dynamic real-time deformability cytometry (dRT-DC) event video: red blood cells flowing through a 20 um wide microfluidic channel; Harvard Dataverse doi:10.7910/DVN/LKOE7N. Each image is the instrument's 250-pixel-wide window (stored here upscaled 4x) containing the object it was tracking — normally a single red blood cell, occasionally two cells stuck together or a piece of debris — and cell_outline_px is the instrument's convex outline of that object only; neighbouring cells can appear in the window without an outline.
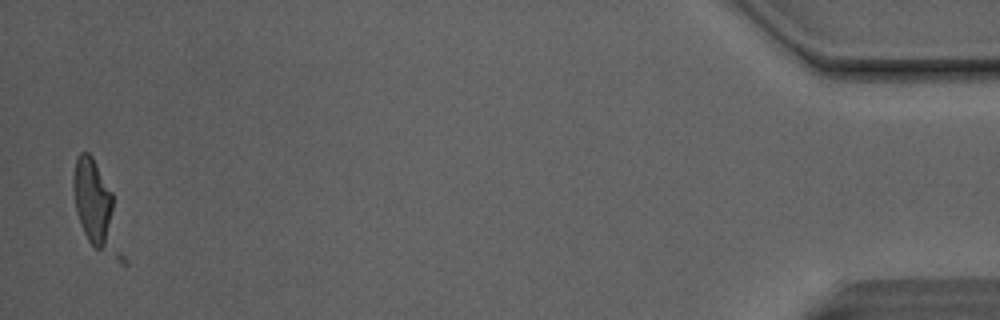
{"species": "Egyptian fruit bat (a non-hibernating species)", "species_latin": "Rousettus aegyptiacus", "temperature_condition": "room temperature", "stored_images_in_passage": 45, "camera_frame_rate_fps": 3000, "um_per_image_px": 0.085, "animal": {"sex": "male"}, "frame": {"image": 1, "passage_image": 44, "time_ms": 14.333, "image_size_px": [1000, 320], "cell_outline_px": [[128, 264], [124, 264], [96, 248], [88, 240], [80, 224], [76, 212], [72, 188], [72, 176], [76, 160], [80, 152], [88, 152], [92, 156], [112, 192], [128, 260]], "centroid_in_image_um": [8.26, 17.72], "position_along_channel_um": 426.9, "area_um2": 25.14}}